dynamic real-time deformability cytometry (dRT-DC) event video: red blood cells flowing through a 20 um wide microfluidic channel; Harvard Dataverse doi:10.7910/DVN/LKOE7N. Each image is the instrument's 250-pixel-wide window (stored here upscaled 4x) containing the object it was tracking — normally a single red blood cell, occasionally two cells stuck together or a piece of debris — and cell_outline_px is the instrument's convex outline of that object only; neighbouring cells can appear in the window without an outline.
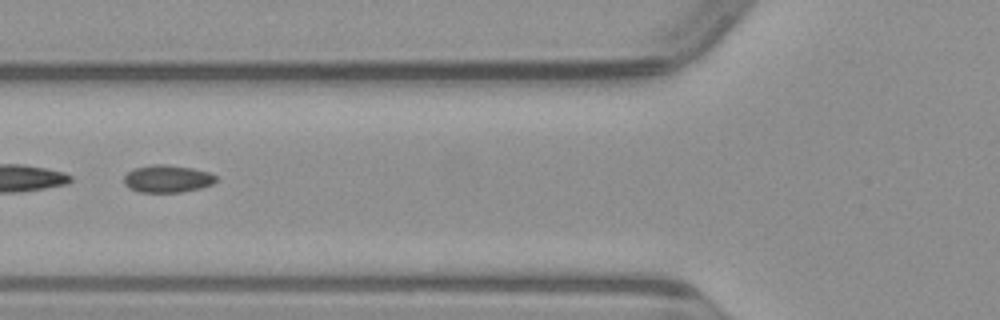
{"species": "common noctule bat (a hibernating species)", "species_latin": "Nyctalus noctula", "temperature_condition": "warm", "stored_images_in_passage": 50, "segment_of_instrument_passage": [2, 2], "camera_frame_rate_fps": 3000, "um_per_image_px": 0.085, "animal": {"sex": "male", "body_mass_g": 23.1, "forearm_length_mm": 52.7}, "frame": {"image": 1, "passage_image": 19, "time_ms": 6.0, "image_size_px": [1000, 320], "cell_outline_px": [[216, 180], [212, 184], [200, 188], [180, 192], [140, 192], [128, 188], [124, 184], [124, 176], [132, 168], [152, 164], [164, 164], [192, 168], [208, 172], [216, 176]], "centroid_in_image_um": [14.18, 15.19], "position_along_channel_um": 111.6, "area_um2": 14.74}}
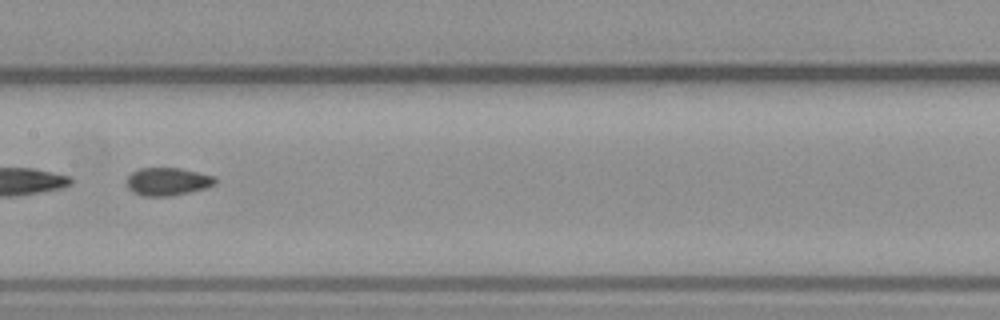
{"frame": {"image": 2, "passage_image": 25, "time_ms": 8.0, "image_size_px": [1000, 320], "cell_outline_px": [[216, 184], [208, 188], [168, 196], [144, 196], [132, 192], [128, 188], [128, 176], [132, 172], [140, 168], [180, 168], [216, 176]], "centroid_in_image_um": [14.28, 15.43], "position_along_channel_um": 193.1, "area_um2": 14.39}}
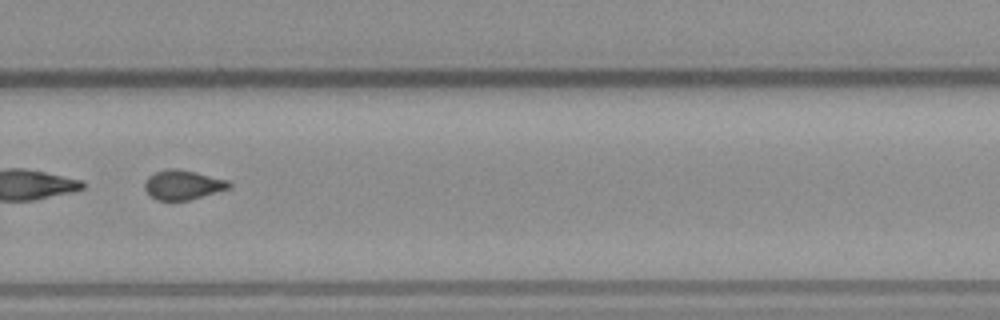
{"frame": {"image": 3, "passage_image": 34, "time_ms": 11.0, "image_size_px": [1000, 320], "cell_outline_px": [[232, 184], [228, 188], [188, 200], [156, 200], [144, 188], [144, 180], [148, 176], [156, 172], [168, 168], [176, 168], [196, 172], [228, 180]], "centroid_in_image_um": [15.51, 15.69], "position_along_channel_um": 314.3, "area_um2": 14.33}}